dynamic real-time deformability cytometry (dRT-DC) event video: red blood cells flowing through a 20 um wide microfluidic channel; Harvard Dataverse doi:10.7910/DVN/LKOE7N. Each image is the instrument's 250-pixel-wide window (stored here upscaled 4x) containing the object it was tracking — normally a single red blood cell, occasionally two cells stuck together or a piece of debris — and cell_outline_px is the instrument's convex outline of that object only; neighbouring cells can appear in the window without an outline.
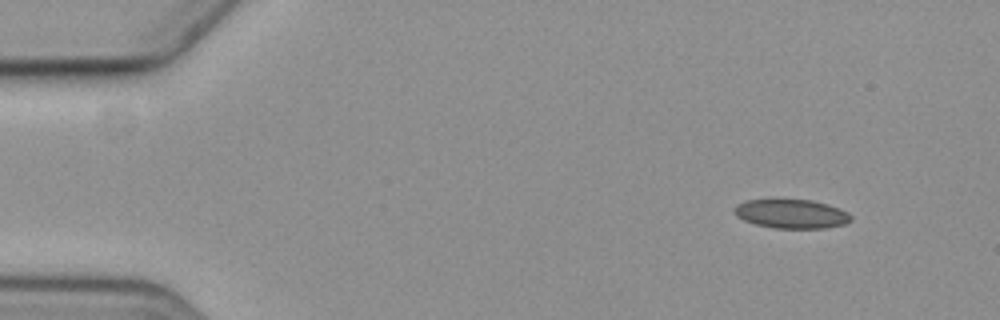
{"species": "common noctule bat (a hibernating species)", "species_latin": "Nyctalus noctula", "temperature_condition": "cold", "stored_images_in_passage": 5, "segment_of_instrument_passage": [1, 2], "camera_frame_rate_fps": 3000, "um_per_image_px": 0.085, "animal": {"sex": "female", "body_mass_g": 19.3, "forearm_length_mm": 54.1}, "frame": {"image": 1, "passage_image": 1, "time_ms": 0.0, "image_size_px": [1000, 320], "cell_outline_px": [[852, 220], [844, 224], [828, 228], [772, 228], [756, 224], [744, 220], [736, 216], [736, 208], [740, 204], [748, 200], [812, 200], [848, 212], [852, 216]], "centroid_in_image_um": [67.32, 18.2], "position_along_channel_um": 17.7, "area_um2": 19.31}}
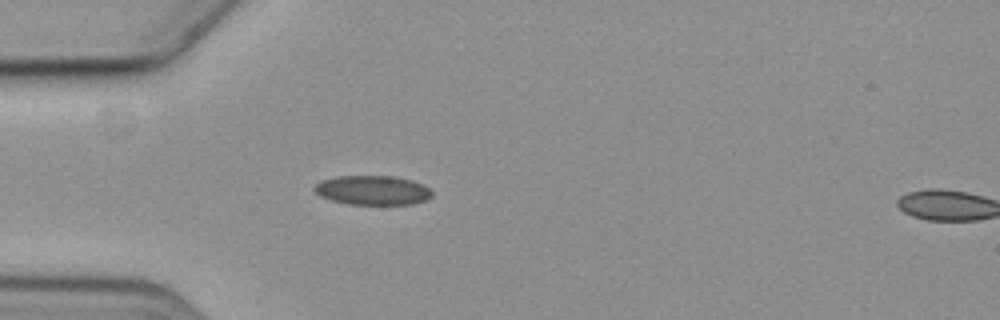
{"frame": {"image": 2, "passage_image": 4, "time_ms": 3.667, "image_size_px": [1000, 320], "cell_outline_px": [[432, 196], [424, 200], [412, 204], [348, 204], [332, 200], [320, 196], [312, 188], [316, 184], [324, 180], [336, 176], [392, 176], [412, 180], [424, 184], [432, 192]], "centroid_in_image_um": [31.68, 16.16], "position_along_channel_um": 53.3, "area_um2": 20.0}}